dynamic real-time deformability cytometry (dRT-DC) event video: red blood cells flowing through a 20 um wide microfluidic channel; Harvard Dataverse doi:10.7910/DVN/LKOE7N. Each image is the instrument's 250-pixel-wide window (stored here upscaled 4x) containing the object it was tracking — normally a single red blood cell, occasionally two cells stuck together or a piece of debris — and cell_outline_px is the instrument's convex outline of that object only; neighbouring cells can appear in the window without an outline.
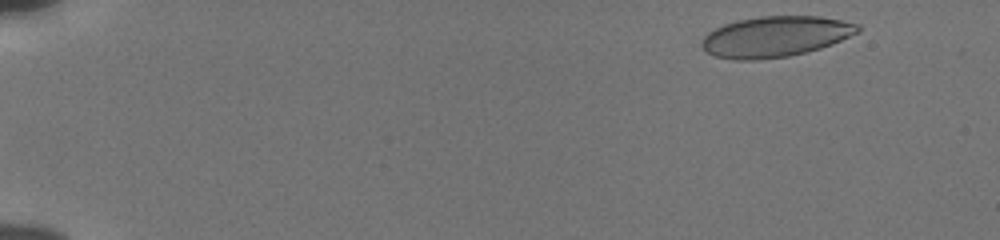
{"species": "human", "species_latin": "Homo sapiens", "temperature_condition": "cold", "stored_images_in_passage": 52, "camera_frame_rate_fps": 3000, "um_per_image_px": 0.085, "donor": {"sex": "male"}, "frame": {"image": 1, "passage_image": 3, "time_ms": 0.667, "image_size_px": [1000, 240], "cell_outline_px": [[860, 32], [832, 44], [820, 48], [788, 56], [756, 60], [736, 60], [716, 56], [704, 52], [700, 44], [704, 36], [708, 32], [724, 24], [740, 20], [760, 16], [820, 16], [860, 24]], "centroid_in_image_um": [65.9, 3.11], "position_along_channel_um": 19.1, "area_um2": 36.99}}
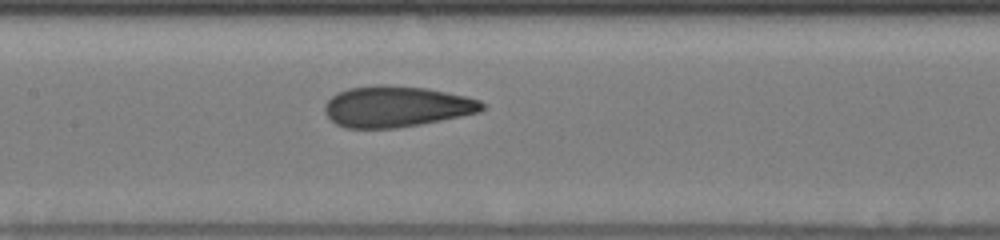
{"frame": {"image": 2, "passage_image": 26, "time_ms": 8.333, "image_size_px": [1000, 240], "cell_outline_px": [[484, 108], [480, 112], [420, 124], [396, 128], [344, 128], [336, 124], [324, 112], [324, 104], [336, 92], [348, 88], [380, 84], [424, 88], [464, 96], [480, 100], [484, 104]], "centroid_in_image_um": [33.64, 9.06], "position_along_channel_um": 173.8, "area_um2": 37.4}}
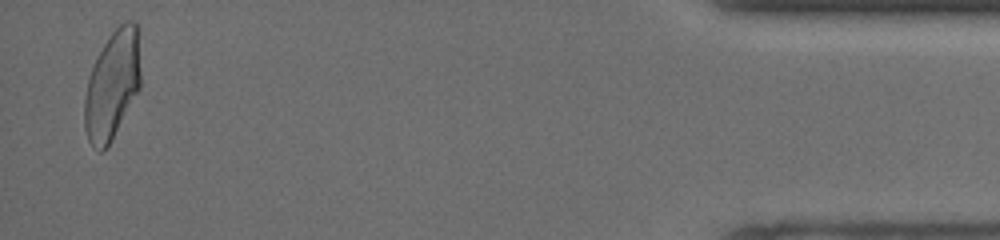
{"frame": {"image": 3, "passage_image": 51, "time_ms": 16.667, "image_size_px": [1000, 240], "cell_outline_px": [[140, 88], [108, 144], [100, 152], [92, 148], [88, 140], [84, 128], [84, 100], [88, 80], [92, 68], [108, 36], [124, 20], [132, 20], [140, 24]], "centroid_in_image_um": [9.57, 7.15], "position_along_channel_um": 425.6, "area_um2": 35.66}, "authors_computed_cell_mechanics": {"area_um2": 37.0209, "velocity_mm_per_s": 3.8526, "shape_relaxation_time_tau1_ms": 5.3332, "shape_relaxation_time_tau2_ms": 1.045, "deformation_change_tau1": 0.1733, "deformation_change_tau2": 0.0653}}